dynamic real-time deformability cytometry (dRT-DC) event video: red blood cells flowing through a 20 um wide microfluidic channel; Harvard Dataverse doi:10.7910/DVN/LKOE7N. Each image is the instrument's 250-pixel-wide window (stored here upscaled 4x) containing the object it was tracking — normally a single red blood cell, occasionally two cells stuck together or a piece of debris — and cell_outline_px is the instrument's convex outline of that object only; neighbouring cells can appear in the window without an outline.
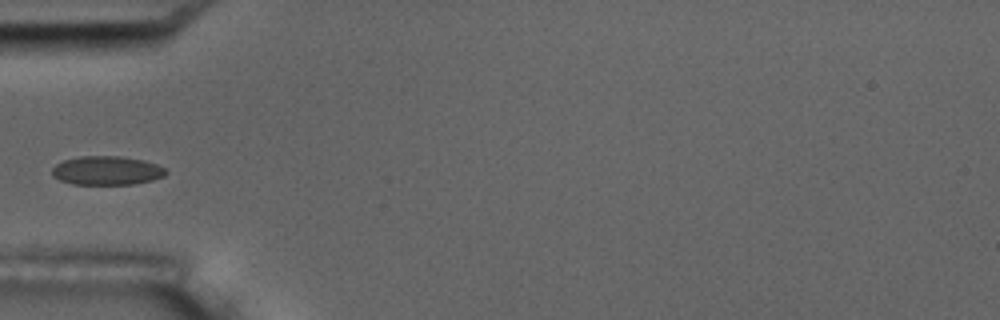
{"species": "common noctule bat (a hibernating species)", "species_latin": "Nyctalus noctula", "temperature_condition": "room temperature", "stored_images_in_passage": 1, "camera_frame_rate_fps": 3000, "um_per_image_px": 0.085, "animal": {"sex": "male", "body_mass_g": 17.5, "forearm_length_mm": 52.3}, "frame": {"image": 1, "passage_image": 1, "time_ms": 0.0, "image_size_px": [1000, 320], "cell_outline_px": [[168, 172], [164, 176], [152, 180], [132, 184], [72, 184], [60, 180], [52, 176], [52, 168], [56, 164], [64, 160], [80, 156], [120, 156], [144, 160], [156, 164], [164, 168]], "centroid_in_image_um": [9.07, 14.49], "position_along_channel_um": 75.9, "area_um2": 19.13}}